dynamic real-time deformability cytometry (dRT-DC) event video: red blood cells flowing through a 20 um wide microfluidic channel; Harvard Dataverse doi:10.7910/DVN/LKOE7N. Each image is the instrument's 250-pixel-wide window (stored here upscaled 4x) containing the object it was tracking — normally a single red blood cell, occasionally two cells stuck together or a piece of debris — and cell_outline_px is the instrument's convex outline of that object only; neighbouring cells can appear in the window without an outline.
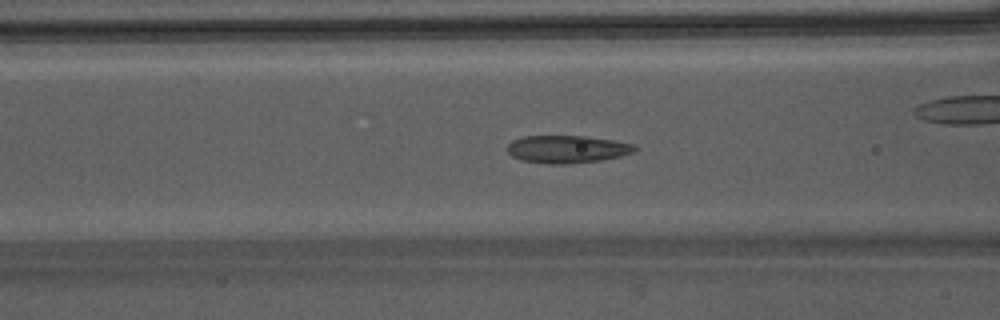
{"species": "Egyptian fruit bat (a non-hibernating species)", "species_latin": "Rousettus aegyptiacus", "temperature_condition": "warm", "stored_images_in_passage": 51, "camera_frame_rate_fps": 3000, "um_per_image_px": 0.085, "animal": {"sex": "male"}, "frame": {"image": 1, "passage_image": 22, "time_ms": 7.0, "image_size_px": [1000, 320], "cell_outline_px": [[640, 148], [636, 152], [620, 156], [600, 160], [564, 164], [544, 164], [524, 160], [512, 156], [504, 148], [512, 140], [524, 136], [584, 136], [612, 140], [632, 144]], "centroid_in_image_um": [48.19, 12.68], "position_along_channel_um": 118.4, "area_um2": 20.58}, "authors_computed_cell_mechanics": {"area_um2": 20.0566, "velocity_mm_per_s": 4.2469, "shape_relaxation_time_tau1_ms": 7.8841, "shape_relaxation_time_tau2_ms": 1.4291, "deformation_change_tau1": 0.1916, "deformation_change_tau2": 0.0492}}